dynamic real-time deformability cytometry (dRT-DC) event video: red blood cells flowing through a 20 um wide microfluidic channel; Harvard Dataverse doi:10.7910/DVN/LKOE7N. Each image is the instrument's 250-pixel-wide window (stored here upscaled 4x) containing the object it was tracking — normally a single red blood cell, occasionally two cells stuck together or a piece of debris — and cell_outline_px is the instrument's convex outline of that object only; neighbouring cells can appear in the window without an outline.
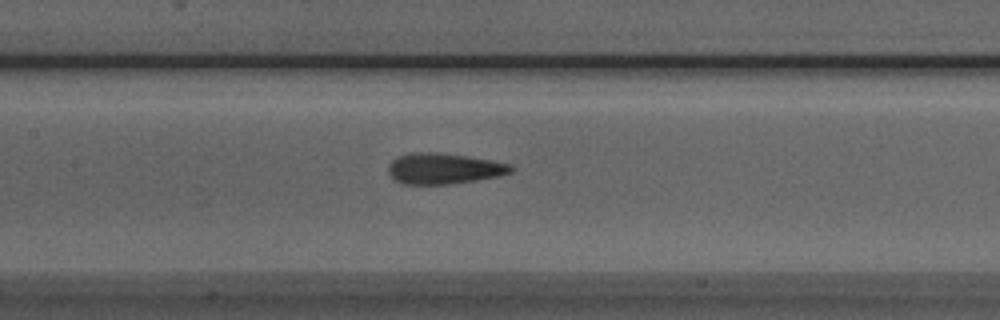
{"species": "Egyptian fruit bat (a non-hibernating species)", "species_latin": "Rousettus aegyptiacus", "temperature_condition": "room temperature", "stored_images_in_passage": 20, "camera_frame_rate_fps": 3000, "um_per_image_px": 0.085, "animal": {"sex": "male"}, "frame": {"image": 1, "passage_image": 15, "time_ms": 4.667, "image_size_px": [1000, 320], "cell_outline_px": [[516, 168], [512, 172], [500, 176], [452, 184], [404, 184], [396, 180], [388, 172], [388, 164], [396, 156], [412, 152], [436, 152], [464, 156], [512, 164]], "centroid_in_image_um": [37.73, 14.33], "position_along_channel_um": 169.7, "area_um2": 22.08}}